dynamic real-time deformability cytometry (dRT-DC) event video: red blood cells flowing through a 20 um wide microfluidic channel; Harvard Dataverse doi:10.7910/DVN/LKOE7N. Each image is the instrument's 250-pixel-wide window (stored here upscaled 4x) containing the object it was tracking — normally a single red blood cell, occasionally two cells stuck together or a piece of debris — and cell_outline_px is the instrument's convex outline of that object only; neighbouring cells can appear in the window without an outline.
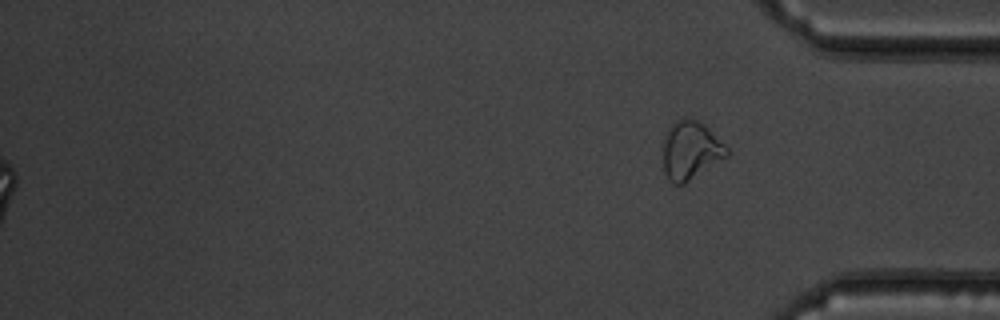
{"species": "common noctule bat (a hibernating species)", "species_latin": "Nyctalus noctula", "temperature_condition": "warm", "stored_images_in_passage": 53, "segment_of_instrument_passage": [2, 2], "camera_frame_rate_fps": 3000, "um_per_image_px": 0.085, "animal": {"sex": "male", "body_mass_g": 19.5, "forearm_length_mm": 54.6}, "frame": {"image": 1, "passage_image": 53, "time_ms": 17.333, "image_size_px": [1000, 320], "cell_outline_px": [[728, 156], [684, 184], [672, 184], [668, 180], [664, 172], [664, 140], [668, 128], [676, 120], [684, 116], [688, 116], [704, 124], [728, 148]], "centroid_in_image_um": [58.7, 12.77], "position_along_channel_um": 376.5, "area_um2": 21.68}}